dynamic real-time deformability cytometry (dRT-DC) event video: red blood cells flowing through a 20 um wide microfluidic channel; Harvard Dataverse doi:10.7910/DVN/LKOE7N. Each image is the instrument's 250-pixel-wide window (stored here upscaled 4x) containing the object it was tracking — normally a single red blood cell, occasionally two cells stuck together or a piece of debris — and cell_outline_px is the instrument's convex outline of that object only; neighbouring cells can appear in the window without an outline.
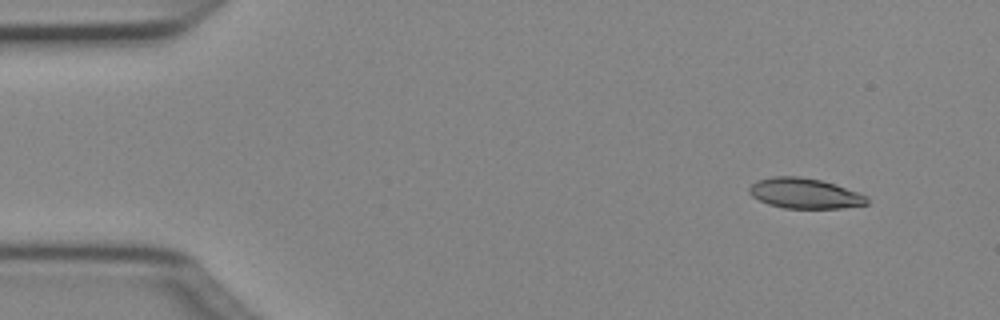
{"species": "Egyptian fruit bat (a non-hibernating species)", "species_latin": "Rousettus aegyptiacus", "temperature_condition": "cold", "stored_images_in_passage": 46, "camera_frame_rate_fps": 3000, "um_per_image_px": 0.085, "animal": {"sex": "female"}, "frame": {"image": 1, "passage_image": 1, "time_ms": 0.0, "image_size_px": [1000, 320], "cell_outline_px": [[868, 204], [840, 208], [784, 208], [768, 204], [752, 196], [748, 192], [748, 188], [756, 180], [772, 176], [800, 176], [820, 180], [836, 184], [868, 196]], "centroid_in_image_um": [68.39, 16.43], "position_along_channel_um": 16.6, "area_um2": 20.87}}
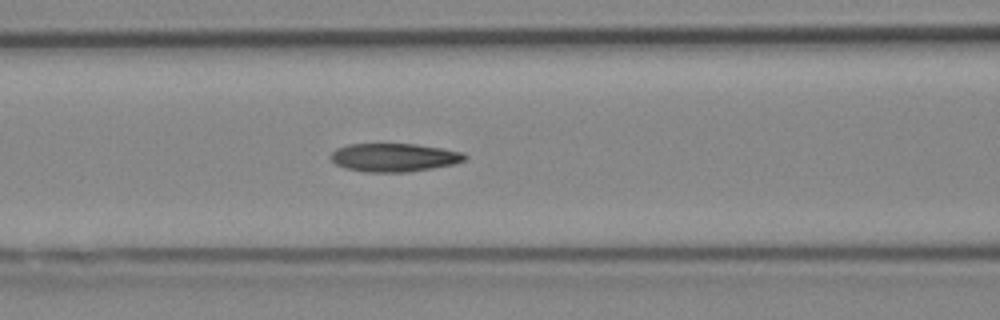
{"frame": {"image": 2, "passage_image": 17, "time_ms": 5.333, "image_size_px": [1000, 320], "cell_outline_px": [[468, 160], [456, 164], [408, 172], [364, 172], [344, 168], [336, 164], [332, 160], [332, 152], [336, 148], [348, 144], [416, 144], [464, 152], [468, 156]], "centroid_in_image_um": [33.55, 13.39], "position_along_channel_um": 133.1, "area_um2": 22.31}}
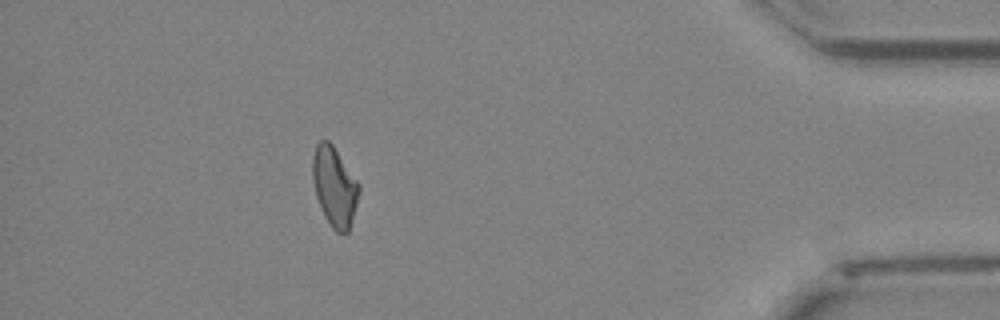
{"frame": {"image": 3, "passage_image": 41, "time_ms": 13.333, "image_size_px": [1000, 320], "cell_outline_px": [[360, 188], [356, 204], [348, 232], [336, 232], [332, 228], [324, 216], [316, 196], [312, 180], [312, 156], [316, 144], [320, 140], [328, 140], [332, 144], [360, 184]], "centroid_in_image_um": [28.41, 15.83], "position_along_channel_um": 406.8, "area_um2": 21.39}}